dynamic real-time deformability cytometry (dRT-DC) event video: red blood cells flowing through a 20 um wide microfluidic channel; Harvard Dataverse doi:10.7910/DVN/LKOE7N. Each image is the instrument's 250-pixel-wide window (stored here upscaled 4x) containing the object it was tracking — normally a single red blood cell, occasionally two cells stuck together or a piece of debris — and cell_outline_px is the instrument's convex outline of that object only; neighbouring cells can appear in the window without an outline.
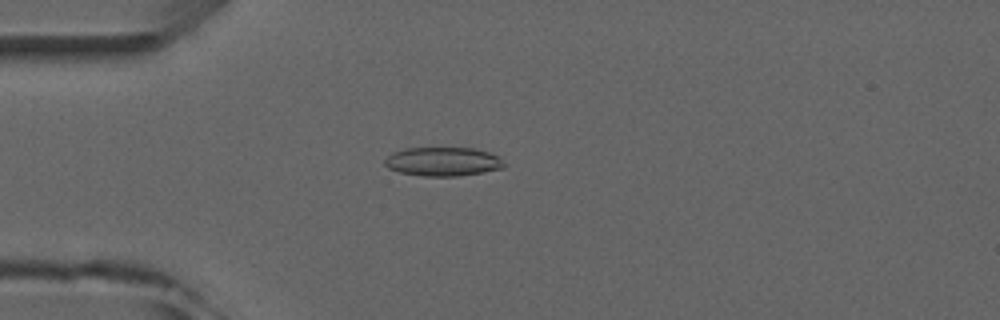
{"species": "common noctule bat (a hibernating species)", "species_latin": "Nyctalus noctula", "temperature_condition": "room temperature", "stored_images_in_passage": 3, "camera_frame_rate_fps": 3000, "um_per_image_px": 0.085, "animal": {"sex": "male", "forearm_length_mm": 52.5}, "frame": {"image": 1, "passage_image": 3, "time_ms": 3.0, "image_size_px": [1000, 320], "cell_outline_px": [[504, 168], [484, 172], [456, 176], [424, 176], [400, 172], [388, 168], [384, 164], [384, 160], [392, 152], [404, 148], [476, 148], [500, 156], [504, 164]], "centroid_in_image_um": [37.66, 13.73], "position_along_channel_um": 47.3, "area_um2": 20.17}}